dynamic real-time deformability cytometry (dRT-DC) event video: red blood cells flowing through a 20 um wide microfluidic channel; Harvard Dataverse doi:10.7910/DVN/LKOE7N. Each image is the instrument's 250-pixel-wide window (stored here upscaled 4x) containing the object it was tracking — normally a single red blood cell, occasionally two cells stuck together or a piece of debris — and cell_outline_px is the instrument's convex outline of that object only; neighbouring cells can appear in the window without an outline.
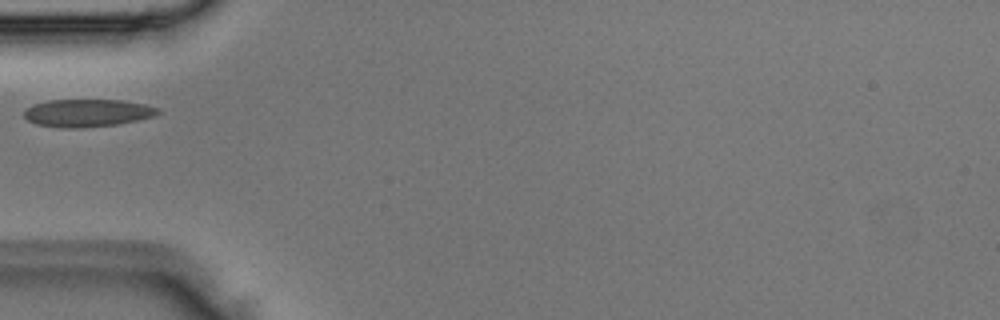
{"species": "Egyptian fruit bat (a non-hibernating species)", "species_latin": "Rousettus aegyptiacus", "temperature_condition": "room temperature", "stored_images_in_passage": 2, "camera_frame_rate_fps": 3000, "um_per_image_px": 0.085, "animal": {"sex": "male"}, "frame": {"image": 1, "passage_image": 2, "time_ms": 0.333, "image_size_px": [1000, 320], "cell_outline_px": [[160, 112], [152, 116], [136, 120], [116, 124], [80, 128], [60, 128], [36, 124], [28, 120], [24, 116], [24, 108], [32, 104], [52, 100], [120, 100], [144, 104], [160, 108]], "centroid_in_image_um": [7.38, 9.6], "position_along_channel_um": 77.6, "area_um2": 21.5}}